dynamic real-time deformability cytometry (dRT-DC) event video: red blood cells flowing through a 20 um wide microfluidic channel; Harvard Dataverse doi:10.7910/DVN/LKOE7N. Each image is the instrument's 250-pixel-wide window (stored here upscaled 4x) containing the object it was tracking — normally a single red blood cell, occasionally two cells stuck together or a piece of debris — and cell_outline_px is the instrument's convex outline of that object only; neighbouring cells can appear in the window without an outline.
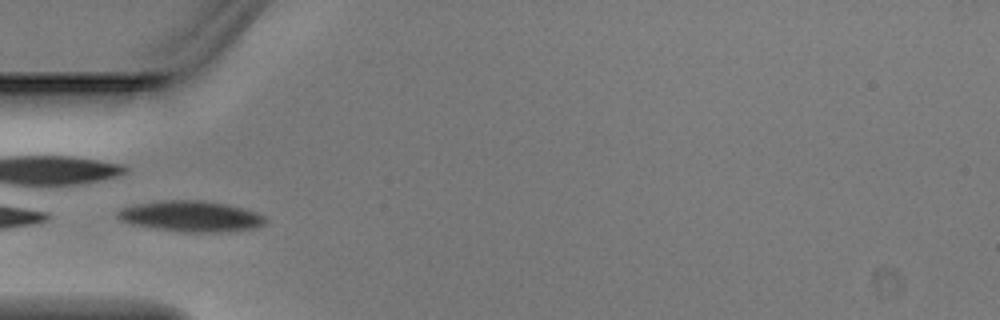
{"species": "Egyptian fruit bat (a non-hibernating species)", "species_latin": "Rousettus aegyptiacus", "temperature_condition": "warm", "stored_images_in_passage": 3, "camera_frame_rate_fps": 3000, "um_per_image_px": 0.085, "animal": {"sex": "male"}, "frame": {"image": 1, "passage_image": 3, "time_ms": 0.667, "image_size_px": [1000, 320], "cell_outline_px": [[268, 220], [264, 224], [256, 228], [220, 232], [184, 232], [156, 228], [132, 224], [120, 220], [116, 216], [116, 212], [124, 208], [136, 204], [164, 200], [200, 200], [228, 204], [244, 208], [256, 212], [264, 216]], "centroid_in_image_um": [16.27, 18.38], "position_along_channel_um": 68.7, "area_um2": 26.47}}